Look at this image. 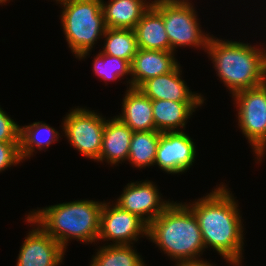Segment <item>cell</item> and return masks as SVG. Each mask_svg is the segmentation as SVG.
I'll list each match as a JSON object with an SVG mask.
<instances>
[{
	"label": "cell",
	"instance_id": "cell-28",
	"mask_svg": "<svg viewBox=\"0 0 266 266\" xmlns=\"http://www.w3.org/2000/svg\"><path fill=\"white\" fill-rule=\"evenodd\" d=\"M226 263H229V265L233 266H240L242 263V259H226Z\"/></svg>",
	"mask_w": 266,
	"mask_h": 266
},
{
	"label": "cell",
	"instance_id": "cell-12",
	"mask_svg": "<svg viewBox=\"0 0 266 266\" xmlns=\"http://www.w3.org/2000/svg\"><path fill=\"white\" fill-rule=\"evenodd\" d=\"M160 196L154 182L136 181L125 186L115 204L123 210L136 214L149 225L172 203L169 200L164 201Z\"/></svg>",
	"mask_w": 266,
	"mask_h": 266
},
{
	"label": "cell",
	"instance_id": "cell-25",
	"mask_svg": "<svg viewBox=\"0 0 266 266\" xmlns=\"http://www.w3.org/2000/svg\"><path fill=\"white\" fill-rule=\"evenodd\" d=\"M0 142H20V126L1 107Z\"/></svg>",
	"mask_w": 266,
	"mask_h": 266
},
{
	"label": "cell",
	"instance_id": "cell-9",
	"mask_svg": "<svg viewBox=\"0 0 266 266\" xmlns=\"http://www.w3.org/2000/svg\"><path fill=\"white\" fill-rule=\"evenodd\" d=\"M114 205L103 203L98 241L111 240L112 245H130L137 242L140 235L148 237V224L143 219Z\"/></svg>",
	"mask_w": 266,
	"mask_h": 266
},
{
	"label": "cell",
	"instance_id": "cell-19",
	"mask_svg": "<svg viewBox=\"0 0 266 266\" xmlns=\"http://www.w3.org/2000/svg\"><path fill=\"white\" fill-rule=\"evenodd\" d=\"M134 31L140 49L172 52L163 17L152 6L142 15Z\"/></svg>",
	"mask_w": 266,
	"mask_h": 266
},
{
	"label": "cell",
	"instance_id": "cell-2",
	"mask_svg": "<svg viewBox=\"0 0 266 266\" xmlns=\"http://www.w3.org/2000/svg\"><path fill=\"white\" fill-rule=\"evenodd\" d=\"M218 77L233 95L266 82V50L210 37L206 50Z\"/></svg>",
	"mask_w": 266,
	"mask_h": 266
},
{
	"label": "cell",
	"instance_id": "cell-6",
	"mask_svg": "<svg viewBox=\"0 0 266 266\" xmlns=\"http://www.w3.org/2000/svg\"><path fill=\"white\" fill-rule=\"evenodd\" d=\"M189 1L154 0L151 2V6L163 17L172 52L178 46H192L206 50L211 37L202 32L196 11Z\"/></svg>",
	"mask_w": 266,
	"mask_h": 266
},
{
	"label": "cell",
	"instance_id": "cell-26",
	"mask_svg": "<svg viewBox=\"0 0 266 266\" xmlns=\"http://www.w3.org/2000/svg\"><path fill=\"white\" fill-rule=\"evenodd\" d=\"M19 144L20 142H0V172L22 162Z\"/></svg>",
	"mask_w": 266,
	"mask_h": 266
},
{
	"label": "cell",
	"instance_id": "cell-1",
	"mask_svg": "<svg viewBox=\"0 0 266 266\" xmlns=\"http://www.w3.org/2000/svg\"><path fill=\"white\" fill-rule=\"evenodd\" d=\"M236 202L222 184L205 197L186 204L197 218L205 249L213 248L225 260L243 257L244 228Z\"/></svg>",
	"mask_w": 266,
	"mask_h": 266
},
{
	"label": "cell",
	"instance_id": "cell-24",
	"mask_svg": "<svg viewBox=\"0 0 266 266\" xmlns=\"http://www.w3.org/2000/svg\"><path fill=\"white\" fill-rule=\"evenodd\" d=\"M96 76L106 81H115L131 74L130 63L118 57L98 53L94 58L93 69Z\"/></svg>",
	"mask_w": 266,
	"mask_h": 266
},
{
	"label": "cell",
	"instance_id": "cell-7",
	"mask_svg": "<svg viewBox=\"0 0 266 266\" xmlns=\"http://www.w3.org/2000/svg\"><path fill=\"white\" fill-rule=\"evenodd\" d=\"M232 97L238 107V125L261 162L266 151V82Z\"/></svg>",
	"mask_w": 266,
	"mask_h": 266
},
{
	"label": "cell",
	"instance_id": "cell-29",
	"mask_svg": "<svg viewBox=\"0 0 266 266\" xmlns=\"http://www.w3.org/2000/svg\"><path fill=\"white\" fill-rule=\"evenodd\" d=\"M7 1L8 0H0V5L3 4V3L5 4Z\"/></svg>",
	"mask_w": 266,
	"mask_h": 266
},
{
	"label": "cell",
	"instance_id": "cell-16",
	"mask_svg": "<svg viewBox=\"0 0 266 266\" xmlns=\"http://www.w3.org/2000/svg\"><path fill=\"white\" fill-rule=\"evenodd\" d=\"M204 102H176L169 100H152V113L158 132H173L185 129L187 120L198 106ZM181 127V128H180ZM178 129V130H177Z\"/></svg>",
	"mask_w": 266,
	"mask_h": 266
},
{
	"label": "cell",
	"instance_id": "cell-22",
	"mask_svg": "<svg viewBox=\"0 0 266 266\" xmlns=\"http://www.w3.org/2000/svg\"><path fill=\"white\" fill-rule=\"evenodd\" d=\"M159 138L157 130L133 132L127 159L129 163L137 168L154 166Z\"/></svg>",
	"mask_w": 266,
	"mask_h": 266
},
{
	"label": "cell",
	"instance_id": "cell-21",
	"mask_svg": "<svg viewBox=\"0 0 266 266\" xmlns=\"http://www.w3.org/2000/svg\"><path fill=\"white\" fill-rule=\"evenodd\" d=\"M103 38L105 44L101 53L132 63L139 50L134 29L106 28Z\"/></svg>",
	"mask_w": 266,
	"mask_h": 266
},
{
	"label": "cell",
	"instance_id": "cell-15",
	"mask_svg": "<svg viewBox=\"0 0 266 266\" xmlns=\"http://www.w3.org/2000/svg\"><path fill=\"white\" fill-rule=\"evenodd\" d=\"M122 102V113L117 118L133 132L155 131L152 100L138 88L127 87Z\"/></svg>",
	"mask_w": 266,
	"mask_h": 266
},
{
	"label": "cell",
	"instance_id": "cell-10",
	"mask_svg": "<svg viewBox=\"0 0 266 266\" xmlns=\"http://www.w3.org/2000/svg\"><path fill=\"white\" fill-rule=\"evenodd\" d=\"M26 221L37 227H33L25 237L16 266H60L64 260L65 249L29 215Z\"/></svg>",
	"mask_w": 266,
	"mask_h": 266
},
{
	"label": "cell",
	"instance_id": "cell-5",
	"mask_svg": "<svg viewBox=\"0 0 266 266\" xmlns=\"http://www.w3.org/2000/svg\"><path fill=\"white\" fill-rule=\"evenodd\" d=\"M55 1L63 5L60 17L71 52L76 58H85L106 30L101 0Z\"/></svg>",
	"mask_w": 266,
	"mask_h": 266
},
{
	"label": "cell",
	"instance_id": "cell-4",
	"mask_svg": "<svg viewBox=\"0 0 266 266\" xmlns=\"http://www.w3.org/2000/svg\"><path fill=\"white\" fill-rule=\"evenodd\" d=\"M148 237L175 262L199 259L205 246L193 211L172 203L148 225Z\"/></svg>",
	"mask_w": 266,
	"mask_h": 266
},
{
	"label": "cell",
	"instance_id": "cell-20",
	"mask_svg": "<svg viewBox=\"0 0 266 266\" xmlns=\"http://www.w3.org/2000/svg\"><path fill=\"white\" fill-rule=\"evenodd\" d=\"M59 135L58 131L42 121L20 126L19 154L21 161L30 158L36 149L40 151L44 148L47 149L52 143L58 141Z\"/></svg>",
	"mask_w": 266,
	"mask_h": 266
},
{
	"label": "cell",
	"instance_id": "cell-14",
	"mask_svg": "<svg viewBox=\"0 0 266 266\" xmlns=\"http://www.w3.org/2000/svg\"><path fill=\"white\" fill-rule=\"evenodd\" d=\"M171 51L140 49L134 56L131 68L129 87L138 88L146 80L171 72L178 64Z\"/></svg>",
	"mask_w": 266,
	"mask_h": 266
},
{
	"label": "cell",
	"instance_id": "cell-11",
	"mask_svg": "<svg viewBox=\"0 0 266 266\" xmlns=\"http://www.w3.org/2000/svg\"><path fill=\"white\" fill-rule=\"evenodd\" d=\"M181 131L160 133L154 165L169 174L185 173L195 161V143Z\"/></svg>",
	"mask_w": 266,
	"mask_h": 266
},
{
	"label": "cell",
	"instance_id": "cell-23",
	"mask_svg": "<svg viewBox=\"0 0 266 266\" xmlns=\"http://www.w3.org/2000/svg\"><path fill=\"white\" fill-rule=\"evenodd\" d=\"M132 247L104 244L93 256L90 266H146L141 255Z\"/></svg>",
	"mask_w": 266,
	"mask_h": 266
},
{
	"label": "cell",
	"instance_id": "cell-13",
	"mask_svg": "<svg viewBox=\"0 0 266 266\" xmlns=\"http://www.w3.org/2000/svg\"><path fill=\"white\" fill-rule=\"evenodd\" d=\"M180 67L178 64L171 72L146 80L138 89L151 100L204 102V97L189 90L182 80Z\"/></svg>",
	"mask_w": 266,
	"mask_h": 266
},
{
	"label": "cell",
	"instance_id": "cell-8",
	"mask_svg": "<svg viewBox=\"0 0 266 266\" xmlns=\"http://www.w3.org/2000/svg\"><path fill=\"white\" fill-rule=\"evenodd\" d=\"M63 120V131L70 146L72 145L87 159L98 161L106 119L94 110L78 106L71 109Z\"/></svg>",
	"mask_w": 266,
	"mask_h": 266
},
{
	"label": "cell",
	"instance_id": "cell-18",
	"mask_svg": "<svg viewBox=\"0 0 266 266\" xmlns=\"http://www.w3.org/2000/svg\"><path fill=\"white\" fill-rule=\"evenodd\" d=\"M108 3V4H107ZM152 4L146 0H101L106 28L134 29Z\"/></svg>",
	"mask_w": 266,
	"mask_h": 266
},
{
	"label": "cell",
	"instance_id": "cell-3",
	"mask_svg": "<svg viewBox=\"0 0 266 266\" xmlns=\"http://www.w3.org/2000/svg\"><path fill=\"white\" fill-rule=\"evenodd\" d=\"M103 203L75 200L30 211L29 216L66 249L70 239L87 244L98 241Z\"/></svg>",
	"mask_w": 266,
	"mask_h": 266
},
{
	"label": "cell",
	"instance_id": "cell-17",
	"mask_svg": "<svg viewBox=\"0 0 266 266\" xmlns=\"http://www.w3.org/2000/svg\"><path fill=\"white\" fill-rule=\"evenodd\" d=\"M132 134L133 131L116 116L106 120L98 162L105 160L112 166L126 161Z\"/></svg>",
	"mask_w": 266,
	"mask_h": 266
},
{
	"label": "cell",
	"instance_id": "cell-27",
	"mask_svg": "<svg viewBox=\"0 0 266 266\" xmlns=\"http://www.w3.org/2000/svg\"><path fill=\"white\" fill-rule=\"evenodd\" d=\"M175 266H213V264L208 261H204L203 259H191L187 261L176 262ZM216 266V264H215Z\"/></svg>",
	"mask_w": 266,
	"mask_h": 266
}]
</instances>
